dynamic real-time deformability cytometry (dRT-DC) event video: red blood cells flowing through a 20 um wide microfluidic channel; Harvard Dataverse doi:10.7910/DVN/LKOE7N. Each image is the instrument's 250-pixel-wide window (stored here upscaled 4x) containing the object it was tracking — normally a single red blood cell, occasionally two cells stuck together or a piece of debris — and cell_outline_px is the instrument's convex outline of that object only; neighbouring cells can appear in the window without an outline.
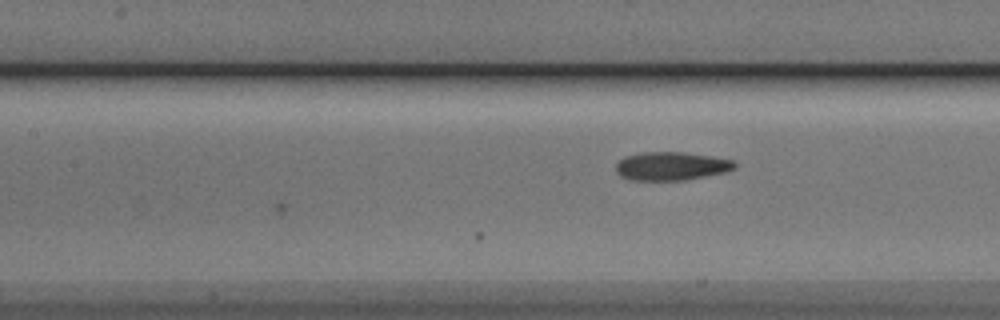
{"species": "Egyptian fruit bat (a non-hibernating species)", "species_latin": "Rousettus aegyptiacus", "temperature_condition": "cold", "stored_images_in_passage": 5, "camera_frame_rate_fps": 3000, "um_per_image_px": 0.085, "animal": {"sex": "male"}, "frame": {"image": 1, "passage_image": 5, "time_ms": 1.333, "image_size_px": [1000, 320], "cell_outline_px": [[736, 168], [728, 172], [684, 180], [632, 180], [620, 176], [616, 172], [616, 164], [624, 156], [640, 152], [684, 152], [712, 156], [736, 160]], "centroid_in_image_um": [57.09, 14.11], "position_along_channel_um": 150.3, "area_um2": 19.94}}